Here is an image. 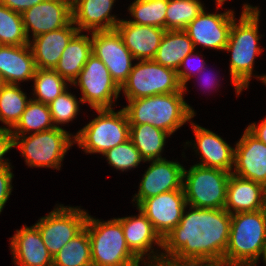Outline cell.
Returning <instances> with one entry per match:
<instances>
[{"instance_id":"6da1fadb","label":"cell","mask_w":266,"mask_h":266,"mask_svg":"<svg viewBox=\"0 0 266 266\" xmlns=\"http://www.w3.org/2000/svg\"><path fill=\"white\" fill-rule=\"evenodd\" d=\"M230 227L231 214L225 209L187 205L178 226L163 239L161 255L181 259H211L223 266Z\"/></svg>"},{"instance_id":"7a4b0ae2","label":"cell","mask_w":266,"mask_h":266,"mask_svg":"<svg viewBox=\"0 0 266 266\" xmlns=\"http://www.w3.org/2000/svg\"><path fill=\"white\" fill-rule=\"evenodd\" d=\"M258 7L249 3L243 4L239 20L237 18L232 23L228 43L224 49L231 54L229 74L237 96L249 88L253 76L261 82L266 76L253 73L255 59L263 52L259 45L262 35L259 34L261 15Z\"/></svg>"},{"instance_id":"3957f363","label":"cell","mask_w":266,"mask_h":266,"mask_svg":"<svg viewBox=\"0 0 266 266\" xmlns=\"http://www.w3.org/2000/svg\"><path fill=\"white\" fill-rule=\"evenodd\" d=\"M179 92L126 100L123 106L130 125L150 124L173 135L180 127L193 120L196 112Z\"/></svg>"},{"instance_id":"277c9868","label":"cell","mask_w":266,"mask_h":266,"mask_svg":"<svg viewBox=\"0 0 266 266\" xmlns=\"http://www.w3.org/2000/svg\"><path fill=\"white\" fill-rule=\"evenodd\" d=\"M266 255V213L263 210L231 214L223 266H257Z\"/></svg>"},{"instance_id":"5b68a950","label":"cell","mask_w":266,"mask_h":266,"mask_svg":"<svg viewBox=\"0 0 266 266\" xmlns=\"http://www.w3.org/2000/svg\"><path fill=\"white\" fill-rule=\"evenodd\" d=\"M91 244L93 266H131L141 261L128 247L121 223L89 215L85 224Z\"/></svg>"},{"instance_id":"8992f818","label":"cell","mask_w":266,"mask_h":266,"mask_svg":"<svg viewBox=\"0 0 266 266\" xmlns=\"http://www.w3.org/2000/svg\"><path fill=\"white\" fill-rule=\"evenodd\" d=\"M98 115L74 134V142L87 154H104L129 139L130 124L122 108L95 109Z\"/></svg>"},{"instance_id":"52a82bcc","label":"cell","mask_w":266,"mask_h":266,"mask_svg":"<svg viewBox=\"0 0 266 266\" xmlns=\"http://www.w3.org/2000/svg\"><path fill=\"white\" fill-rule=\"evenodd\" d=\"M64 128L53 129L14 137V148L20 150L25 164L32 168L60 170L65 155L73 147L74 134Z\"/></svg>"},{"instance_id":"ba28073f","label":"cell","mask_w":266,"mask_h":266,"mask_svg":"<svg viewBox=\"0 0 266 266\" xmlns=\"http://www.w3.org/2000/svg\"><path fill=\"white\" fill-rule=\"evenodd\" d=\"M231 172L218 168L192 165L183 173V190L188 206L224 209Z\"/></svg>"},{"instance_id":"9c48e42d","label":"cell","mask_w":266,"mask_h":266,"mask_svg":"<svg viewBox=\"0 0 266 266\" xmlns=\"http://www.w3.org/2000/svg\"><path fill=\"white\" fill-rule=\"evenodd\" d=\"M120 91L127 100L179 92L177 72L154 60H137Z\"/></svg>"},{"instance_id":"30bf717a","label":"cell","mask_w":266,"mask_h":266,"mask_svg":"<svg viewBox=\"0 0 266 266\" xmlns=\"http://www.w3.org/2000/svg\"><path fill=\"white\" fill-rule=\"evenodd\" d=\"M81 92L82 104L91 109H113L121 94L120 87L112 79L105 64L94 54L86 61L77 79L72 83Z\"/></svg>"},{"instance_id":"8fae6325","label":"cell","mask_w":266,"mask_h":266,"mask_svg":"<svg viewBox=\"0 0 266 266\" xmlns=\"http://www.w3.org/2000/svg\"><path fill=\"white\" fill-rule=\"evenodd\" d=\"M87 218L88 212L80 206L56 204L49 214L38 219L34 225L38 228L48 252L53 257L85 228Z\"/></svg>"},{"instance_id":"7c38bea8","label":"cell","mask_w":266,"mask_h":266,"mask_svg":"<svg viewBox=\"0 0 266 266\" xmlns=\"http://www.w3.org/2000/svg\"><path fill=\"white\" fill-rule=\"evenodd\" d=\"M92 54L107 67L119 87L127 80L135 59L116 29L91 32ZM133 62V63H132Z\"/></svg>"},{"instance_id":"4fadbf2b","label":"cell","mask_w":266,"mask_h":266,"mask_svg":"<svg viewBox=\"0 0 266 266\" xmlns=\"http://www.w3.org/2000/svg\"><path fill=\"white\" fill-rule=\"evenodd\" d=\"M203 11L184 29L192 40L195 49L197 46L205 50L224 51L229 38L230 29L236 19L235 11L225 10L223 13H207Z\"/></svg>"},{"instance_id":"5bb4252c","label":"cell","mask_w":266,"mask_h":266,"mask_svg":"<svg viewBox=\"0 0 266 266\" xmlns=\"http://www.w3.org/2000/svg\"><path fill=\"white\" fill-rule=\"evenodd\" d=\"M149 167L140 180L137 194L132 202L138 207L145 199L157 196L172 190H183L184 166L180 162L166 158L145 161Z\"/></svg>"},{"instance_id":"9a60e30c","label":"cell","mask_w":266,"mask_h":266,"mask_svg":"<svg viewBox=\"0 0 266 266\" xmlns=\"http://www.w3.org/2000/svg\"><path fill=\"white\" fill-rule=\"evenodd\" d=\"M136 208L139 214L116 219L122 225L129 249L141 261L151 263L161 256L163 239L156 232L146 215L138 207ZM154 245L157 246V249Z\"/></svg>"},{"instance_id":"2e32d148","label":"cell","mask_w":266,"mask_h":266,"mask_svg":"<svg viewBox=\"0 0 266 266\" xmlns=\"http://www.w3.org/2000/svg\"><path fill=\"white\" fill-rule=\"evenodd\" d=\"M187 206L184 190H172L145 199L138 208L162 239L178 226Z\"/></svg>"},{"instance_id":"e0dca14e","label":"cell","mask_w":266,"mask_h":266,"mask_svg":"<svg viewBox=\"0 0 266 266\" xmlns=\"http://www.w3.org/2000/svg\"><path fill=\"white\" fill-rule=\"evenodd\" d=\"M22 19L28 40L61 29L72 21V0H45L25 10Z\"/></svg>"},{"instance_id":"ac0fdd59","label":"cell","mask_w":266,"mask_h":266,"mask_svg":"<svg viewBox=\"0 0 266 266\" xmlns=\"http://www.w3.org/2000/svg\"><path fill=\"white\" fill-rule=\"evenodd\" d=\"M196 140L187 141L184 149L193 147L200 162L196 164L204 167L218 168L232 172L234 167V148L215 132L201 127L190 121ZM193 142V143H192Z\"/></svg>"},{"instance_id":"d6986e66","label":"cell","mask_w":266,"mask_h":266,"mask_svg":"<svg viewBox=\"0 0 266 266\" xmlns=\"http://www.w3.org/2000/svg\"><path fill=\"white\" fill-rule=\"evenodd\" d=\"M232 174L258 183L266 181V144L246 128L234 148Z\"/></svg>"},{"instance_id":"ffe728a7","label":"cell","mask_w":266,"mask_h":266,"mask_svg":"<svg viewBox=\"0 0 266 266\" xmlns=\"http://www.w3.org/2000/svg\"><path fill=\"white\" fill-rule=\"evenodd\" d=\"M116 0H72V22L80 32L114 30L122 20L112 9Z\"/></svg>"},{"instance_id":"44dd1931","label":"cell","mask_w":266,"mask_h":266,"mask_svg":"<svg viewBox=\"0 0 266 266\" xmlns=\"http://www.w3.org/2000/svg\"><path fill=\"white\" fill-rule=\"evenodd\" d=\"M9 240L15 266H53V257L35 225H23Z\"/></svg>"},{"instance_id":"7402d4cb","label":"cell","mask_w":266,"mask_h":266,"mask_svg":"<svg viewBox=\"0 0 266 266\" xmlns=\"http://www.w3.org/2000/svg\"><path fill=\"white\" fill-rule=\"evenodd\" d=\"M115 29L136 61L153 60L166 31L160 27L134 24L126 19H122Z\"/></svg>"},{"instance_id":"603a6c76","label":"cell","mask_w":266,"mask_h":266,"mask_svg":"<svg viewBox=\"0 0 266 266\" xmlns=\"http://www.w3.org/2000/svg\"><path fill=\"white\" fill-rule=\"evenodd\" d=\"M77 32V27L71 21L61 29L30 39L29 46L33 53L36 68L54 69L64 49Z\"/></svg>"},{"instance_id":"cb8c5ba5","label":"cell","mask_w":266,"mask_h":266,"mask_svg":"<svg viewBox=\"0 0 266 266\" xmlns=\"http://www.w3.org/2000/svg\"><path fill=\"white\" fill-rule=\"evenodd\" d=\"M32 50L28 45H0V74L6 84L31 81L36 71Z\"/></svg>"},{"instance_id":"d4e9b609","label":"cell","mask_w":266,"mask_h":266,"mask_svg":"<svg viewBox=\"0 0 266 266\" xmlns=\"http://www.w3.org/2000/svg\"><path fill=\"white\" fill-rule=\"evenodd\" d=\"M224 209L229 214L262 210L261 183L231 173Z\"/></svg>"},{"instance_id":"484cf974","label":"cell","mask_w":266,"mask_h":266,"mask_svg":"<svg viewBox=\"0 0 266 266\" xmlns=\"http://www.w3.org/2000/svg\"><path fill=\"white\" fill-rule=\"evenodd\" d=\"M78 31L70 40L54 70L70 85L77 79L89 56L92 54L90 35Z\"/></svg>"},{"instance_id":"4316f807","label":"cell","mask_w":266,"mask_h":266,"mask_svg":"<svg viewBox=\"0 0 266 266\" xmlns=\"http://www.w3.org/2000/svg\"><path fill=\"white\" fill-rule=\"evenodd\" d=\"M194 50V44L184 30H166L153 60L177 72L182 60Z\"/></svg>"},{"instance_id":"83f0119b","label":"cell","mask_w":266,"mask_h":266,"mask_svg":"<svg viewBox=\"0 0 266 266\" xmlns=\"http://www.w3.org/2000/svg\"><path fill=\"white\" fill-rule=\"evenodd\" d=\"M170 135L150 124L130 125L129 139L145 161L163 159L162 152Z\"/></svg>"},{"instance_id":"f1b7e54d","label":"cell","mask_w":266,"mask_h":266,"mask_svg":"<svg viewBox=\"0 0 266 266\" xmlns=\"http://www.w3.org/2000/svg\"><path fill=\"white\" fill-rule=\"evenodd\" d=\"M18 84H5L0 91V129L12 130L19 122L31 97Z\"/></svg>"},{"instance_id":"f546056e","label":"cell","mask_w":266,"mask_h":266,"mask_svg":"<svg viewBox=\"0 0 266 266\" xmlns=\"http://www.w3.org/2000/svg\"><path fill=\"white\" fill-rule=\"evenodd\" d=\"M55 127L48 104L30 99L19 122L11 130L13 136L38 133Z\"/></svg>"},{"instance_id":"4dcf8cb0","label":"cell","mask_w":266,"mask_h":266,"mask_svg":"<svg viewBox=\"0 0 266 266\" xmlns=\"http://www.w3.org/2000/svg\"><path fill=\"white\" fill-rule=\"evenodd\" d=\"M53 266H93L91 244L86 228L53 256Z\"/></svg>"},{"instance_id":"1f68e13d","label":"cell","mask_w":266,"mask_h":266,"mask_svg":"<svg viewBox=\"0 0 266 266\" xmlns=\"http://www.w3.org/2000/svg\"><path fill=\"white\" fill-rule=\"evenodd\" d=\"M32 81L34 93L31 99L44 104H49L72 86L54 69L37 68Z\"/></svg>"},{"instance_id":"d6a6232c","label":"cell","mask_w":266,"mask_h":266,"mask_svg":"<svg viewBox=\"0 0 266 266\" xmlns=\"http://www.w3.org/2000/svg\"><path fill=\"white\" fill-rule=\"evenodd\" d=\"M168 0H134L129 6V22L165 29Z\"/></svg>"},{"instance_id":"836d02e7","label":"cell","mask_w":266,"mask_h":266,"mask_svg":"<svg viewBox=\"0 0 266 266\" xmlns=\"http://www.w3.org/2000/svg\"><path fill=\"white\" fill-rule=\"evenodd\" d=\"M204 8L200 0H168L165 30H184Z\"/></svg>"},{"instance_id":"e575fe53","label":"cell","mask_w":266,"mask_h":266,"mask_svg":"<svg viewBox=\"0 0 266 266\" xmlns=\"http://www.w3.org/2000/svg\"><path fill=\"white\" fill-rule=\"evenodd\" d=\"M22 14L0 4V45H28Z\"/></svg>"},{"instance_id":"d590c367","label":"cell","mask_w":266,"mask_h":266,"mask_svg":"<svg viewBox=\"0 0 266 266\" xmlns=\"http://www.w3.org/2000/svg\"><path fill=\"white\" fill-rule=\"evenodd\" d=\"M102 156H105L109 165L121 172L137 168L141 162L146 163L130 139L106 151Z\"/></svg>"},{"instance_id":"8d00e7d4","label":"cell","mask_w":266,"mask_h":266,"mask_svg":"<svg viewBox=\"0 0 266 266\" xmlns=\"http://www.w3.org/2000/svg\"><path fill=\"white\" fill-rule=\"evenodd\" d=\"M68 91L69 88L48 104L55 127H60L59 125H61L62 128L63 124H68L70 121L73 122L80 112L81 98H77L75 94Z\"/></svg>"},{"instance_id":"74e56055","label":"cell","mask_w":266,"mask_h":266,"mask_svg":"<svg viewBox=\"0 0 266 266\" xmlns=\"http://www.w3.org/2000/svg\"><path fill=\"white\" fill-rule=\"evenodd\" d=\"M195 51L196 50H194L191 54H188L182 60L181 65L177 70V77H178L180 85L183 87V91L185 92V95H186V92L188 91L187 82L190 81L193 76L197 77V74H199L205 67H207L206 61L201 55V52H199L200 53L199 54L197 52L195 53ZM192 59L194 60V63L195 61H197V63H195L197 64L196 66L193 63ZM198 59H199V63H198Z\"/></svg>"},{"instance_id":"f35d334b","label":"cell","mask_w":266,"mask_h":266,"mask_svg":"<svg viewBox=\"0 0 266 266\" xmlns=\"http://www.w3.org/2000/svg\"><path fill=\"white\" fill-rule=\"evenodd\" d=\"M150 266H222L221 263L211 259H181L175 256L161 255Z\"/></svg>"},{"instance_id":"ab89813d","label":"cell","mask_w":266,"mask_h":266,"mask_svg":"<svg viewBox=\"0 0 266 266\" xmlns=\"http://www.w3.org/2000/svg\"><path fill=\"white\" fill-rule=\"evenodd\" d=\"M12 168L13 167H6L0 169V214L5 208L8 199L12 195V179L14 177Z\"/></svg>"},{"instance_id":"60d3db41","label":"cell","mask_w":266,"mask_h":266,"mask_svg":"<svg viewBox=\"0 0 266 266\" xmlns=\"http://www.w3.org/2000/svg\"><path fill=\"white\" fill-rule=\"evenodd\" d=\"M14 148V137L11 130L0 129V169L13 167L8 158H4L5 154Z\"/></svg>"},{"instance_id":"b9f144b4","label":"cell","mask_w":266,"mask_h":266,"mask_svg":"<svg viewBox=\"0 0 266 266\" xmlns=\"http://www.w3.org/2000/svg\"><path fill=\"white\" fill-rule=\"evenodd\" d=\"M43 1L45 0H0V4L22 14L25 10Z\"/></svg>"},{"instance_id":"7bdbcfd3","label":"cell","mask_w":266,"mask_h":266,"mask_svg":"<svg viewBox=\"0 0 266 266\" xmlns=\"http://www.w3.org/2000/svg\"><path fill=\"white\" fill-rule=\"evenodd\" d=\"M246 129L258 140L266 144V118L261 120L259 124L253 122Z\"/></svg>"},{"instance_id":"ee69618b","label":"cell","mask_w":266,"mask_h":266,"mask_svg":"<svg viewBox=\"0 0 266 266\" xmlns=\"http://www.w3.org/2000/svg\"><path fill=\"white\" fill-rule=\"evenodd\" d=\"M205 69H206V67L198 74L199 76L198 77H200L201 79H199V80H201L202 81V85H204L203 87H205V88H210L211 90L213 89H215V88H219V81H218V77L219 76H216L215 74L212 76L210 73H208V71H207V73H205ZM203 72V73H202ZM213 72V71H212ZM202 74V75H201ZM207 74H209V75H207ZM213 74V73H212ZM206 75V76H205ZM210 75H211V77H210ZM202 76V77H201ZM217 78H216V77ZM215 77V78H214ZM205 78V79H204ZM203 79V80H202ZM217 80V81H216ZM200 84H201V82H199ZM204 83V84H203ZM210 86V87H209ZM215 87V88H214ZM204 88V89H205ZM206 90V89H205ZM209 90V89H208ZM205 92V91H204Z\"/></svg>"},{"instance_id":"f6af8a7d","label":"cell","mask_w":266,"mask_h":266,"mask_svg":"<svg viewBox=\"0 0 266 266\" xmlns=\"http://www.w3.org/2000/svg\"><path fill=\"white\" fill-rule=\"evenodd\" d=\"M262 186V210L266 213V181L261 184Z\"/></svg>"},{"instance_id":"bcb514c9","label":"cell","mask_w":266,"mask_h":266,"mask_svg":"<svg viewBox=\"0 0 266 266\" xmlns=\"http://www.w3.org/2000/svg\"><path fill=\"white\" fill-rule=\"evenodd\" d=\"M228 1V0H217V3L215 4L216 5V10H219L220 7L222 8L223 4Z\"/></svg>"},{"instance_id":"7dc6e473","label":"cell","mask_w":266,"mask_h":266,"mask_svg":"<svg viewBox=\"0 0 266 266\" xmlns=\"http://www.w3.org/2000/svg\"><path fill=\"white\" fill-rule=\"evenodd\" d=\"M145 265V266H150V263L149 262H146V261H139L131 266H140L141 264Z\"/></svg>"},{"instance_id":"c3c4849f","label":"cell","mask_w":266,"mask_h":266,"mask_svg":"<svg viewBox=\"0 0 266 266\" xmlns=\"http://www.w3.org/2000/svg\"><path fill=\"white\" fill-rule=\"evenodd\" d=\"M6 83L4 82L3 78H2V75L0 74V91L2 90L3 86L5 85Z\"/></svg>"},{"instance_id":"681fc988","label":"cell","mask_w":266,"mask_h":266,"mask_svg":"<svg viewBox=\"0 0 266 266\" xmlns=\"http://www.w3.org/2000/svg\"><path fill=\"white\" fill-rule=\"evenodd\" d=\"M263 83H264V85H266V76H265V78L263 80Z\"/></svg>"},{"instance_id":"f907efd6","label":"cell","mask_w":266,"mask_h":266,"mask_svg":"<svg viewBox=\"0 0 266 266\" xmlns=\"http://www.w3.org/2000/svg\"><path fill=\"white\" fill-rule=\"evenodd\" d=\"M263 263L266 266V255H265V258H264V262Z\"/></svg>"}]
</instances>
